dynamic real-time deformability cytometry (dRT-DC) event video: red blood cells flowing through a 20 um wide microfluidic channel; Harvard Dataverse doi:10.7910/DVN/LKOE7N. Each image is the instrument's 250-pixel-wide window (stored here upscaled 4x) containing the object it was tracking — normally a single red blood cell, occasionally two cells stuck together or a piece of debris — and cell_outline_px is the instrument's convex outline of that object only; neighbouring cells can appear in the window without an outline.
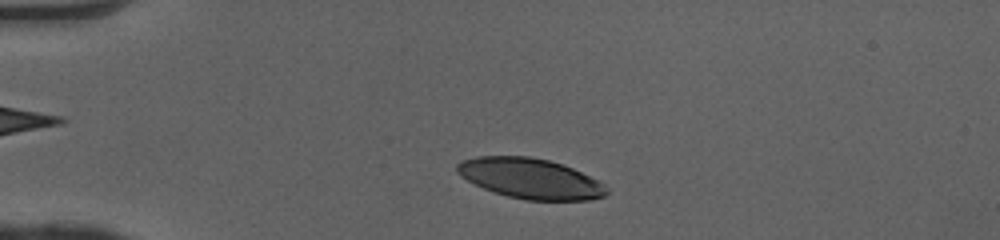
{"species": "human", "species_latin": "Homo sapiens", "temperature_condition": "cold", "stored_images_in_passage": 37, "camera_frame_rate_fps": 3000, "um_per_image_px": 0.085, "donor": {"sex": "female"}, "frame": {"image": 1, "passage_image": 5, "time_ms": 1.333, "image_size_px": [1000, 240], "cell_outline_px": [[608, 192], [604, 196], [592, 200], [524, 200], [508, 196], [456, 180], [456, 164], [460, 160], [476, 156], [528, 156], [548, 160], [564, 164], [600, 180], [608, 188]], "centroid_in_image_um": [44.99, 15.17], "position_along_channel_um": 40.0, "area_um2": 36.07}}
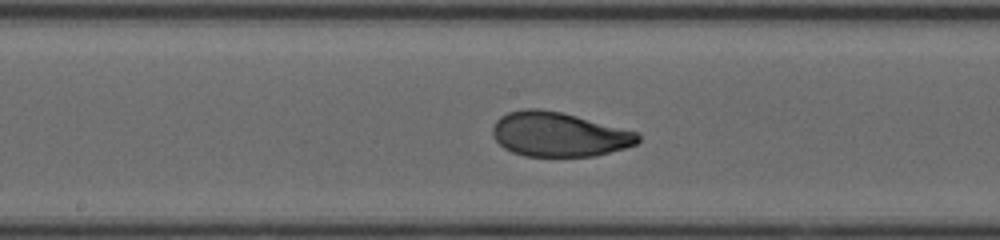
{"frame": {"image": 2, "passage_image": 20, "time_ms": 6.333, "image_size_px": [1000, 240], "cell_outline_px": [[640, 140], [636, 144], [624, 148], [596, 156], [524, 156], [512, 152], [504, 148], [492, 136], [492, 128], [496, 120], [500, 116], [508, 112], [524, 108], [540, 108], [560, 112], [576, 116], [636, 132], [640, 136]], "centroid_in_image_um": [47.45, 11.42], "position_along_channel_um": 200.7, "area_um2": 37.51}}
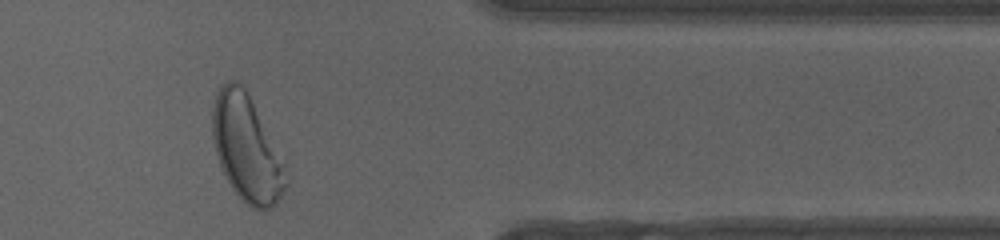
{"frame": {"image": 3, "passage_image": 35, "time_ms": 11.333, "image_size_px": [1000, 240], "cell_outline_px": [[288, 184], [276, 204], [272, 208], [252, 208], [244, 204], [232, 188], [220, 164], [216, 152], [212, 136], [212, 104], [216, 92], [220, 84], [228, 80], [236, 80], [248, 92], [284, 160], [288, 180]], "centroid_in_image_um": [20.97, 12.58], "position_along_channel_um": 390.4, "area_um2": 45.84}, "authors_computed_cell_mechanics": {"area_um2": 37.2232, "velocity_mm_per_s": 4.0788, "shape_relaxation_time_tau1_ms": 3.3196, "shape_relaxation_time_tau2_ms": 1.0351, "deformation_change_tau1": 0.183, "deformation_change_tau2": 0.0564}}